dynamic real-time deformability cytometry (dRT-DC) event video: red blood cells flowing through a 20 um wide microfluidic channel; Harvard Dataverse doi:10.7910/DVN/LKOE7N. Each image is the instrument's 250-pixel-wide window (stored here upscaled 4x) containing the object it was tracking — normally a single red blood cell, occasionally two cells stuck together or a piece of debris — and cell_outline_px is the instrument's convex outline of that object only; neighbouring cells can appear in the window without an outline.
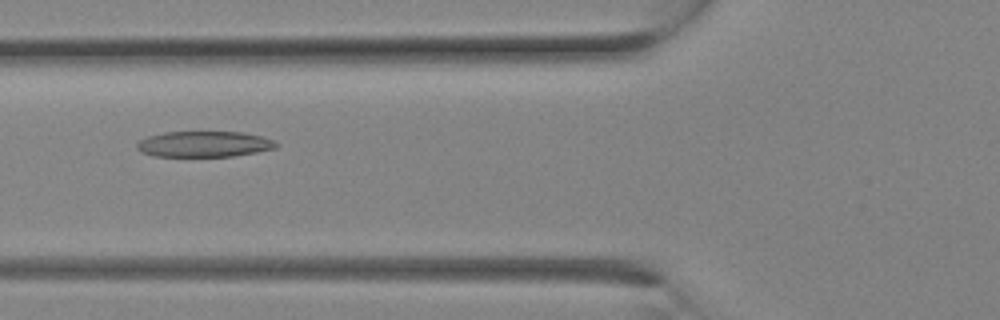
{"species": "Egyptian fruit bat (a non-hibernating species)", "species_latin": "Rousettus aegyptiacus", "temperature_condition": "room temperature", "stored_images_in_passage": 11, "camera_frame_rate_fps": 3000, "um_per_image_px": 0.085, "animal": {"sex": "female"}, "frame": {"image": 1, "passage_image": 10, "time_ms": 3.0, "image_size_px": [1000, 320], "cell_outline_px": [[280, 144], [276, 148], [256, 152], [232, 156], [152, 156], [140, 152], [136, 148], [136, 144], [140, 140], [148, 136], [164, 132], [240, 132], [260, 136], [276, 140]], "centroid_in_image_um": [17.35, 12.25], "position_along_channel_um": 108.5, "area_um2": 20.98}}